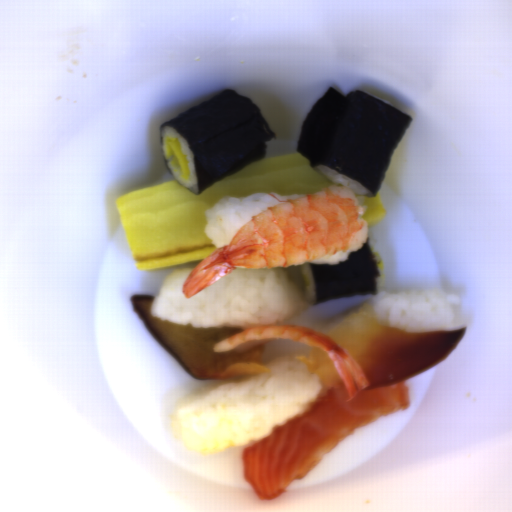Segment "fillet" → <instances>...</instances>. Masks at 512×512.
Wrapping results in <instances>:
<instances>
[{
    "label": "fillet",
    "instance_id": "2",
    "mask_svg": "<svg viewBox=\"0 0 512 512\" xmlns=\"http://www.w3.org/2000/svg\"><path fill=\"white\" fill-rule=\"evenodd\" d=\"M156 297L131 295L130 302L158 341L196 380L218 381L271 372L264 361L265 342L243 354L215 352L216 344L248 327H187L151 314Z\"/></svg>",
    "mask_w": 512,
    "mask_h": 512
},
{
    "label": "fillet",
    "instance_id": "1",
    "mask_svg": "<svg viewBox=\"0 0 512 512\" xmlns=\"http://www.w3.org/2000/svg\"><path fill=\"white\" fill-rule=\"evenodd\" d=\"M466 328L407 331L381 323L373 306L354 310L326 336L355 361L367 385L352 400L331 357L312 347L295 359L316 376L320 392L310 409L242 451L243 479L261 502L273 501L305 479L347 436L410 408L407 380L448 357Z\"/></svg>",
    "mask_w": 512,
    "mask_h": 512
}]
</instances>
